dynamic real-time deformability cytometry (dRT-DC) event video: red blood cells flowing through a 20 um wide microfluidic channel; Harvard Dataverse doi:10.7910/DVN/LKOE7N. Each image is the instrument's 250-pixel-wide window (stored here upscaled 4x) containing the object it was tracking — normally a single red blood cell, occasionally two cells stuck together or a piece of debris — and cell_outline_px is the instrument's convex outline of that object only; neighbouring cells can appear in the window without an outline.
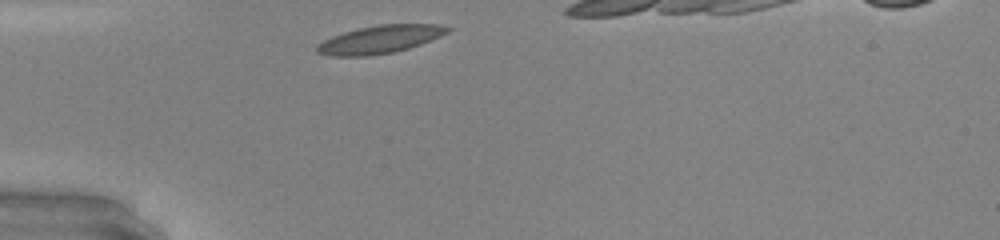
{"species": "common noctule bat (a hibernating species)", "species_latin": "Nyctalus noctula", "temperature_condition": "warm", "stored_images_in_passage": 27, "camera_frame_rate_fps": 3000, "um_per_image_px": 0.085, "animal": {"sex": "male", "body_mass_g": 20.0, "forearm_length_mm": 53.3}, "frame": {"image": 1, "passage_image": 1, "time_ms": 0.0, "image_size_px": [1000, 240], "cell_outline_px": [[452, 28], [448, 32], [440, 36], [420, 44], [408, 48], [392, 52], [368, 56], [328, 56], [316, 52], [316, 44], [332, 36], [344, 32], [360, 28], [380, 24], [436, 24]], "centroid_in_image_um": [32.25, 3.35], "position_along_channel_um": 52.7, "area_um2": 21.1}}
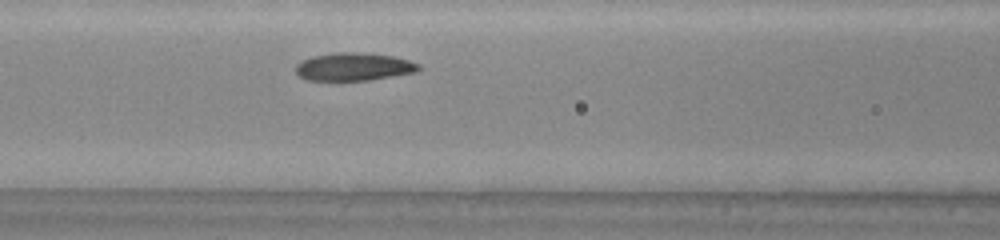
{"frame": {"image": 2, "passage_image": 8, "time_ms": 2.333, "image_size_px": [1000, 240], "cell_outline_px": [[420, 68], [416, 72], [372, 80], [304, 80], [296, 76], [296, 64], [312, 56], [336, 52], [360, 52], [392, 56], [408, 60], [420, 64]], "centroid_in_image_um": [30.05, 5.68], "position_along_channel_um": 136.6, "area_um2": 20.11}}